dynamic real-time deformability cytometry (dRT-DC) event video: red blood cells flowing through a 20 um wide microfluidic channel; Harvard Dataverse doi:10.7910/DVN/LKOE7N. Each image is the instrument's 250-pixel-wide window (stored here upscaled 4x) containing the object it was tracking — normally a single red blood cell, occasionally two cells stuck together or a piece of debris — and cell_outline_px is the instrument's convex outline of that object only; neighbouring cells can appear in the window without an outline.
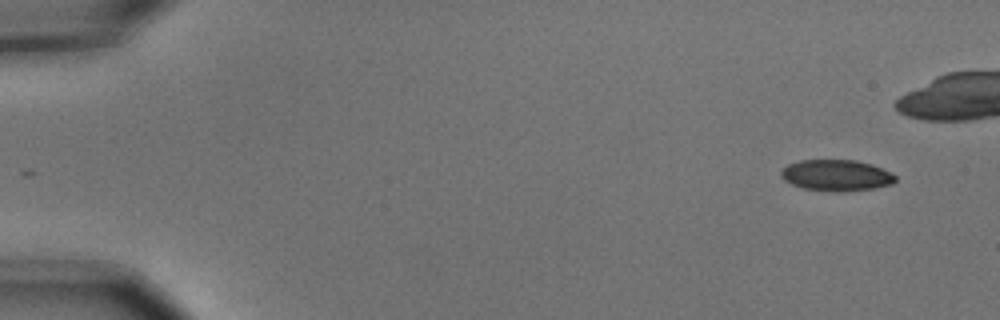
{"species": "common noctule bat (a hibernating species)", "species_latin": "Nyctalus noctula", "temperature_condition": "cold", "stored_images_in_passage": 5, "camera_frame_rate_fps": 3000, "um_per_image_px": 0.085, "animal": {"sex": "male", "body_mass_g": 15.6}, "frame": {"image": 1, "passage_image": 1, "time_ms": 0.0, "image_size_px": [1000, 320], "cell_outline_px": [[896, 180], [892, 184], [872, 188], [844, 192], [832, 192], [804, 188], [792, 184], [784, 180], [780, 176], [780, 172], [788, 164], [800, 160], [856, 160], [872, 164], [896, 176]], "centroid_in_image_um": [71.07, 14.9], "position_along_channel_um": 13.9, "area_um2": 20.75}}
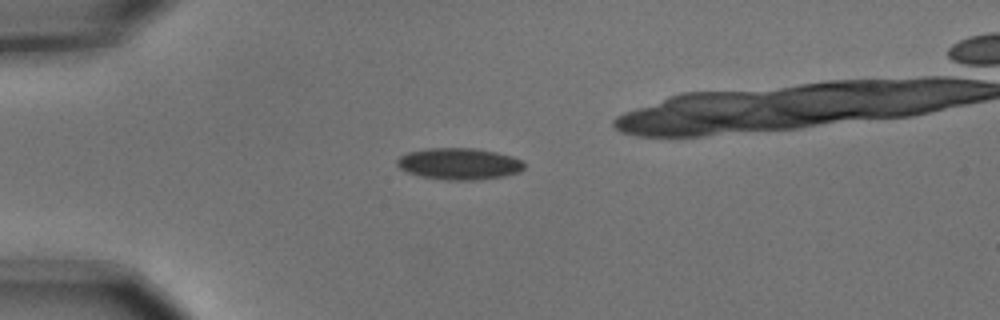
{"frame": {"image": 2, "passage_image": 4, "time_ms": 1.0, "image_size_px": [1000, 320], "cell_outline_px": [[524, 168], [520, 172], [504, 176], [476, 180], [444, 180], [420, 176], [408, 172], [400, 168], [396, 164], [396, 160], [400, 156], [408, 152], [424, 148], [476, 148], [496, 152], [512, 156], [520, 160], [524, 164]], "centroid_in_image_um": [39.01, 13.92], "position_along_channel_um": 46.0, "area_um2": 23.52}}